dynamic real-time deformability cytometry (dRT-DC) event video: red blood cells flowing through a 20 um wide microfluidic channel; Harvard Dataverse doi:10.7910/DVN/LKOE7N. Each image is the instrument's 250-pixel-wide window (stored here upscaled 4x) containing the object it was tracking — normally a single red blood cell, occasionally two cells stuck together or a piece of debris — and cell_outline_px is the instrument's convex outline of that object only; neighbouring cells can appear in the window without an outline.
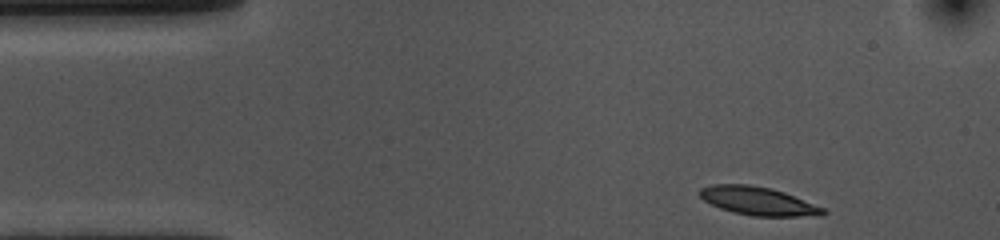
{"species": "common noctule bat (a hibernating species)", "species_latin": "Nyctalus noctula", "temperature_condition": "cold", "stored_images_in_passage": 43, "camera_frame_rate_fps": 3000, "um_per_image_px": 0.085, "animal": {"sex": "female", "body_mass_g": 10.0, "forearm_length_mm": 53.1}, "frame": {"image": 1, "passage_image": 1, "time_ms": 0.0, "image_size_px": [1000, 240], "cell_outline_px": [[828, 212], [824, 216], [752, 216], [732, 212], [720, 208], [704, 200], [700, 196], [700, 188], [712, 184], [748, 184], [772, 188], [784, 192], [824, 208]], "centroid_in_image_um": [64.46, 17.09], "position_along_channel_um": 20.5, "area_um2": 20.4}}
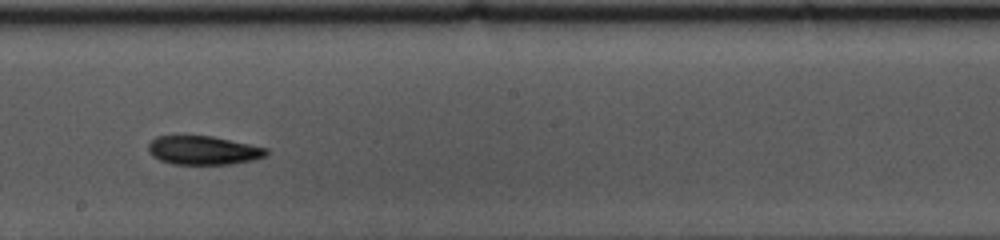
{"frame": {"image": 2, "passage_image": 24, "time_ms": 7.667, "image_size_px": [1000, 240], "cell_outline_px": [[268, 156], [252, 160], [228, 164], [172, 164], [160, 160], [152, 156], [148, 152], [148, 144], [156, 136], [212, 136], [268, 148]], "centroid_in_image_um": [17.28, 12.78], "position_along_channel_um": 230.9, "area_um2": 19.77}}
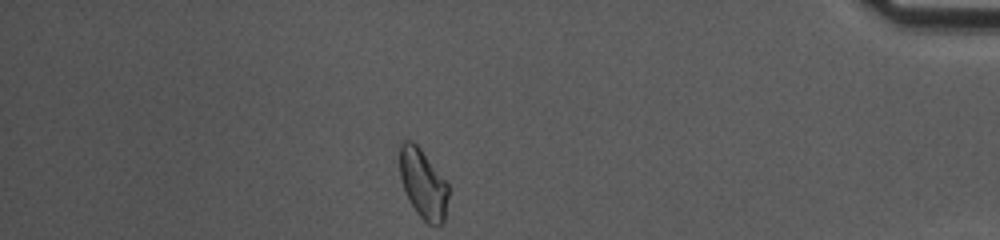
{"frame": {"image": 3, "passage_image": 42, "time_ms": 13.667, "image_size_px": [1000, 240], "cell_outline_px": [[448, 196], [444, 224], [428, 224], [416, 212], [404, 188], [400, 176], [400, 144], [404, 140], [412, 140], [420, 148], [448, 184]], "centroid_in_image_um": [35.97, 15.62], "position_along_channel_um": 399.2, "area_um2": 19.36}, "authors_computed_cell_mechanics": {"area_um2": 20.0566, "velocity_mm_per_s": 3.5633, "shape_relaxation_time_tau1_ms": 3.3166, "shape_relaxation_time_tau2_ms": null, "deformation_change_tau1": 0.1143, "deformation_change_tau2": null}}